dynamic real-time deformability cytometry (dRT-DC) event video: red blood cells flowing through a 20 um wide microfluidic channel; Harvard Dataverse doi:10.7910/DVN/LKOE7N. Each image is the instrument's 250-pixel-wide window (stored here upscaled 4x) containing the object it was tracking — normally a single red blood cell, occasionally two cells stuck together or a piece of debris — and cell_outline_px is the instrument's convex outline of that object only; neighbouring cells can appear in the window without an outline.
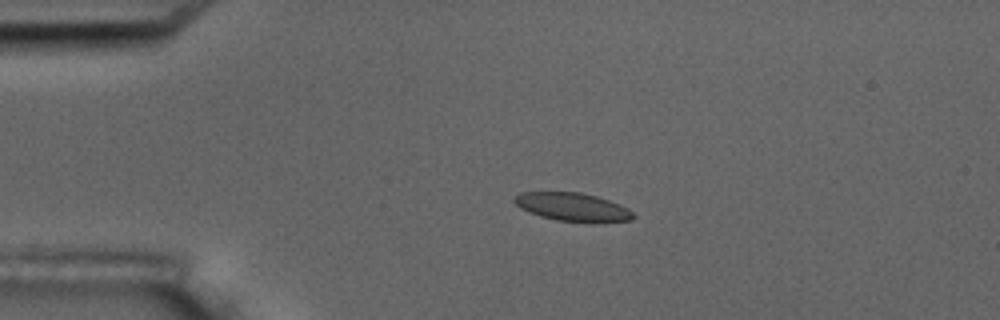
{"species": "common noctule bat (a hibernating species)", "species_latin": "Nyctalus noctula", "temperature_condition": "room temperature", "stored_images_in_passage": 4, "camera_frame_rate_fps": 3000, "um_per_image_px": 0.085, "animal": {"sex": "male", "body_mass_g": 17.5, "forearm_length_mm": 52.3}, "frame": {"image": 1, "passage_image": 3, "time_ms": 2.333, "image_size_px": [1000, 320], "cell_outline_px": [[636, 216], [632, 220], [592, 224], [556, 220], [540, 216], [528, 212], [520, 208], [512, 200], [520, 192], [580, 192], [596, 196], [620, 204], [628, 208]], "centroid_in_image_um": [48.71, 17.62], "position_along_channel_um": 36.3, "area_um2": 20.06}}